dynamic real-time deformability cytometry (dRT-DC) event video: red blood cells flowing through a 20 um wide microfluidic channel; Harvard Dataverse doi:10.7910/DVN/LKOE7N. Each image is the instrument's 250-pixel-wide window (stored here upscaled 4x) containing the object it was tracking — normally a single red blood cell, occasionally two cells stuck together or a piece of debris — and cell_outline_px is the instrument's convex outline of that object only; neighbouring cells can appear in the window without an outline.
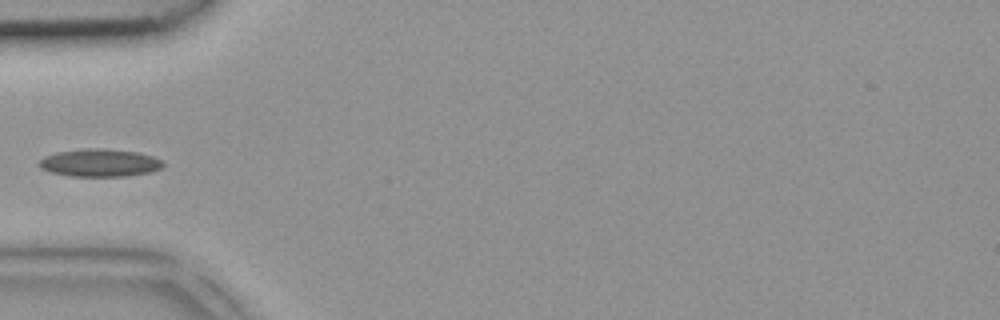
{"species": "common noctule bat (a hibernating species)", "species_latin": "Nyctalus noctula", "temperature_condition": "room temperature", "stored_images_in_passage": 3, "camera_frame_rate_fps": 3000, "um_per_image_px": 0.085, "animal": {"sex": "female", "body_mass_g": 18.4}, "frame": {"image": 1, "passage_image": 3, "time_ms": 0.667, "image_size_px": [1000, 320], "cell_outline_px": [[164, 164], [160, 168], [152, 172], [124, 176], [72, 176], [52, 172], [40, 168], [40, 160], [44, 156], [56, 152], [88, 148], [104, 148], [136, 152], [152, 156], [164, 160]], "centroid_in_image_um": [8.5, 13.83], "position_along_channel_um": 76.5, "area_um2": 19.94}}